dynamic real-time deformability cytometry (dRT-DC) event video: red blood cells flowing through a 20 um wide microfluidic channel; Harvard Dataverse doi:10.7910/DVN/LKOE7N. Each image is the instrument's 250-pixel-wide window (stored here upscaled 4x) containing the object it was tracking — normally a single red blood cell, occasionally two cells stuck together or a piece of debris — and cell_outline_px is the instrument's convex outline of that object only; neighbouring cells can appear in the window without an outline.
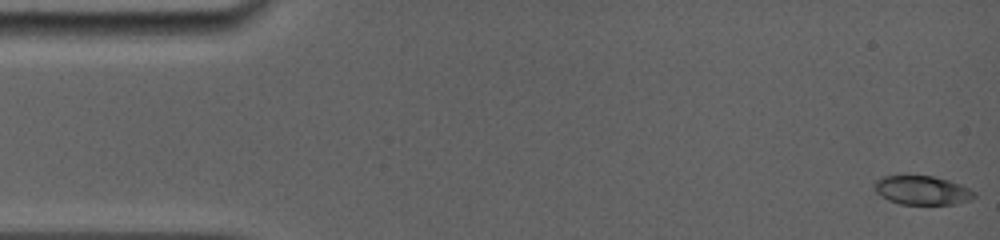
{"species": "common noctule bat (a hibernating species)", "species_latin": "Nyctalus noctula", "temperature_condition": "room temperature", "stored_images_in_passage": 36, "camera_frame_rate_fps": 5000, "um_per_image_px": 0.085, "animal": {"sex": "female", "body_mass_g": 19.0, "forearm_length_mm": 56.7}, "frame": {"image": 1, "passage_image": 1, "time_ms": 0.0, "image_size_px": [1000, 240], "cell_outline_px": [[976, 196], [968, 200], [956, 204], [900, 204], [888, 200], [880, 196], [872, 188], [872, 184], [880, 176], [932, 176], [948, 180], [960, 184], [976, 192]], "centroid_in_image_um": [78.33, 16.17], "position_along_channel_um": 6.7, "area_um2": 16.94}}
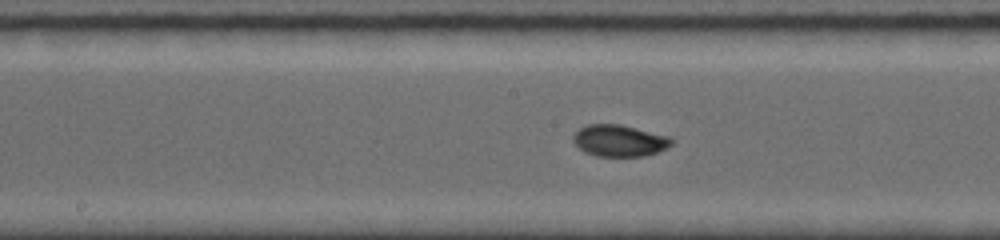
{"frame": {"image": 2, "passage_image": 18, "time_ms": 8.0, "image_size_px": [1000, 240], "cell_outline_px": [[672, 144], [668, 148], [644, 156], [596, 156], [584, 152], [572, 140], [572, 136], [580, 128], [588, 124], [620, 124], [672, 136]], "centroid_in_image_um": [52.67, 11.95], "position_along_channel_um": 195.5, "area_um2": 18.26}}
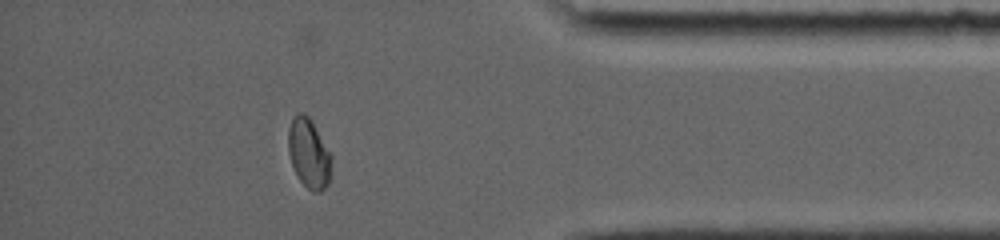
{"frame": {"image": 3, "passage_image": 31, "time_ms": 13.8, "image_size_px": [1000, 240], "cell_outline_px": [[332, 156], [328, 184], [320, 192], [312, 192], [300, 180], [292, 164], [288, 152], [288, 128], [292, 116], [296, 112], [300, 112], [308, 116], [312, 120]], "centroid_in_image_um": [26.24, 12.99], "position_along_channel_um": 409.0, "area_um2": 17.51}, "authors_computed_cell_mechanics": {"area_um2": 17.5712, "velocity_mm_per_s": 3.9441, "shape_relaxation_time_tau1_ms": 5.8458, "shape_relaxation_time_tau2_ms": null, "deformation_change_tau1": 0.1598, "deformation_change_tau2": null}}